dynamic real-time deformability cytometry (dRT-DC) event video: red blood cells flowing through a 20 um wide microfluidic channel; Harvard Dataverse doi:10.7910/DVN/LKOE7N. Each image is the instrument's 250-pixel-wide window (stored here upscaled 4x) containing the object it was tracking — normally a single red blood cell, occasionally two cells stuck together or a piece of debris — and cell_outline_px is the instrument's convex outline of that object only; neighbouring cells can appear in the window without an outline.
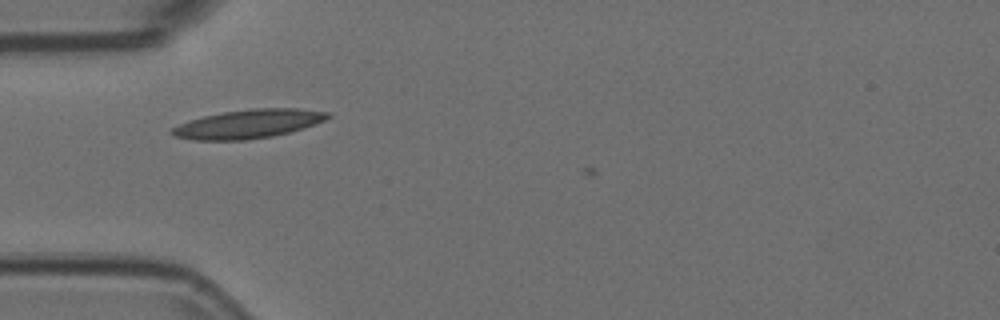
{"species": "Egyptian fruit bat (a non-hibernating species)", "species_latin": "Rousettus aegyptiacus", "temperature_condition": "room temperature", "stored_images_in_passage": 3, "camera_frame_rate_fps": 3000, "um_per_image_px": 0.085, "animal": {"sex": "female"}, "frame": {"image": 1, "passage_image": 1, "time_ms": 0.0, "image_size_px": [1000, 320], "cell_outline_px": [[332, 116], [324, 120], [304, 128], [272, 136], [244, 140], [196, 140], [172, 136], [168, 132], [172, 128], [188, 120], [204, 116], [224, 112], [252, 108], [296, 108], [332, 112]], "centroid_in_image_um": [21.11, 10.53], "position_along_channel_um": 63.9, "area_um2": 26.13}}